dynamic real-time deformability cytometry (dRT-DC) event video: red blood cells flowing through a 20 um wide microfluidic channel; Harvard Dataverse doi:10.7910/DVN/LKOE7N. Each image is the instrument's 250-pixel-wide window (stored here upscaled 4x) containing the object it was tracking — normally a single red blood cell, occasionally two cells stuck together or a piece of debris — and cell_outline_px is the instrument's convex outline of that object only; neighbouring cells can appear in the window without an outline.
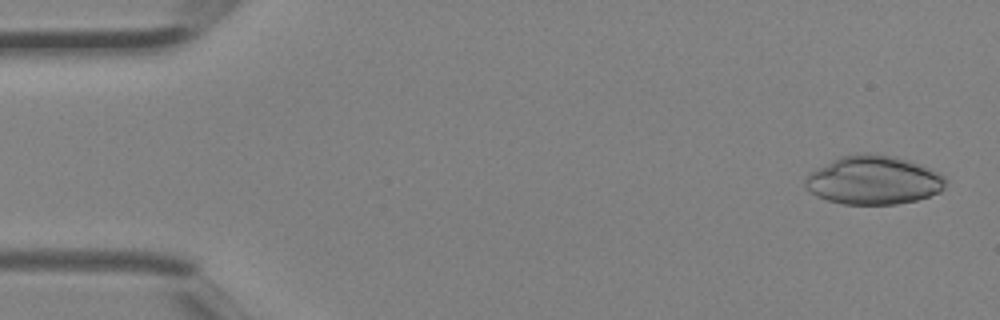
{"species": "Egyptian fruit bat (a non-hibernating species)", "species_latin": "Rousettus aegyptiacus", "temperature_condition": "room temperature", "stored_images_in_passage": 4, "camera_frame_rate_fps": 3000, "um_per_image_px": 0.085, "animal": {"sex": "female"}, "frame": {"image": 1, "passage_image": 1, "time_ms": 0.0, "image_size_px": [1000, 320], "cell_outline_px": [[948, 180], [944, 188], [940, 192], [916, 200], [896, 204], [844, 204], [828, 200], [816, 196], [804, 188], [804, 180], [808, 172], [840, 156], [864, 152], [872, 152], [896, 156], [920, 164], [944, 176]], "centroid_in_image_um": [74.22, 15.3], "position_along_channel_um": 10.8, "area_um2": 40.23}}